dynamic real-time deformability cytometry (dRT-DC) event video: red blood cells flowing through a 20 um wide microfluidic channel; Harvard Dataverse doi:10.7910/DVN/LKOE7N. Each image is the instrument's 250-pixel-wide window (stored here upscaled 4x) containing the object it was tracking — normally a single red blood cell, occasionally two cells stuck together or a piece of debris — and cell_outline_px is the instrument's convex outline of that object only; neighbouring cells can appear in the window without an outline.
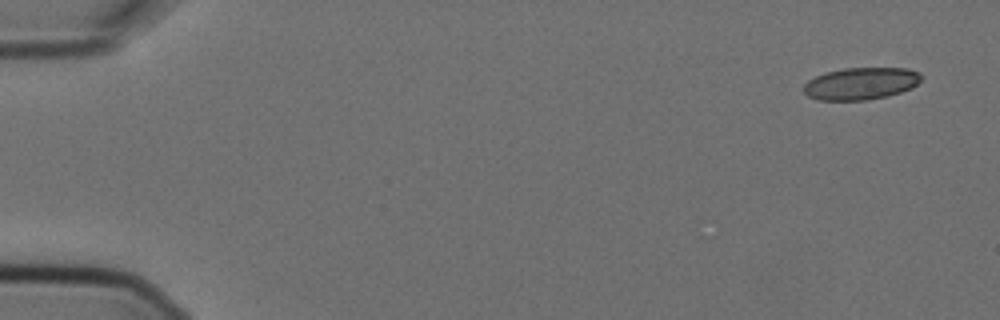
{"species": "Egyptian fruit bat (a non-hibernating species)", "species_latin": "Rousettus aegyptiacus", "temperature_condition": "cold", "stored_images_in_passage": 2, "camera_frame_rate_fps": 3000, "um_per_image_px": 0.085, "animal": {"sex": "female"}, "frame": {"image": 1, "passage_image": 2, "time_ms": 0.333, "image_size_px": [1000, 320], "cell_outline_px": [[920, 80], [912, 88], [888, 96], [868, 100], [816, 100], [808, 96], [804, 92], [804, 84], [808, 80], [816, 76], [828, 72], [844, 68], [908, 68], [920, 72]], "centroid_in_image_um": [73.17, 7.11], "position_along_channel_um": 11.8, "area_um2": 22.02}}